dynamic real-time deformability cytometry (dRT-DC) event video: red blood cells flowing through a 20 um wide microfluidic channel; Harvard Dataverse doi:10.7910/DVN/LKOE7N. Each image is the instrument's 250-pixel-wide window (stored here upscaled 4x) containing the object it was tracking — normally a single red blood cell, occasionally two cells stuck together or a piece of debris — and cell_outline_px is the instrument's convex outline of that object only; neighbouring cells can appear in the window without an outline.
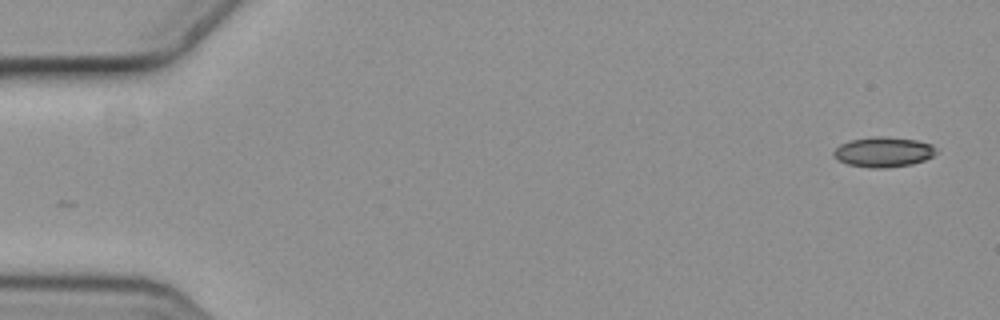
{"species": "common noctule bat (a hibernating species)", "species_latin": "Nyctalus noctula", "temperature_condition": "cold", "stored_images_in_passage": 2, "camera_frame_rate_fps": 3000, "um_per_image_px": 0.085, "animal": {"sex": "female", "body_mass_g": 19.3, "forearm_length_mm": 54.1}, "frame": {"image": 1, "passage_image": 2, "time_ms": 0.333, "image_size_px": [1000, 320], "cell_outline_px": [[936, 152], [932, 156], [924, 160], [912, 164], [884, 168], [868, 168], [848, 164], [832, 156], [832, 152], [840, 144], [852, 140], [872, 136], [888, 136], [916, 140], [932, 144], [936, 148]], "centroid_in_image_um": [75.08, 12.91], "position_along_channel_um": 9.9, "area_um2": 18.03}}